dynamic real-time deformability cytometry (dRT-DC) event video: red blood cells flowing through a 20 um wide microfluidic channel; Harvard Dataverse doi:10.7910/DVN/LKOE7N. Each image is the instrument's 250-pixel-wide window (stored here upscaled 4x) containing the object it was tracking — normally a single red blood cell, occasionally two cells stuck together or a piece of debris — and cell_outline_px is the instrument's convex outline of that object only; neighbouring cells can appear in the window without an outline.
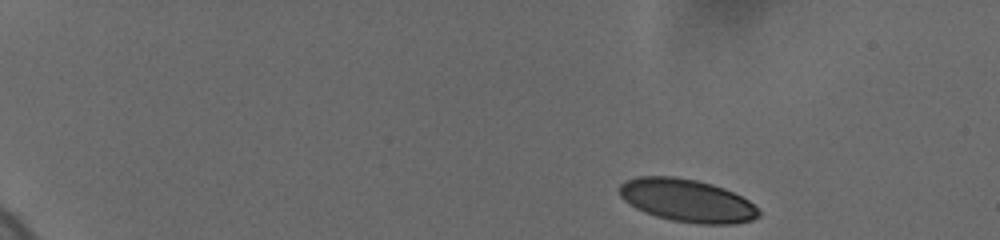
{"species": "human", "species_latin": "Homo sapiens", "temperature_condition": "cold", "stored_images_in_passage": 52, "camera_frame_rate_fps": 3000, "um_per_image_px": 0.085, "donor": {"sex": "female"}, "frame": {"image": 1, "passage_image": 1, "time_ms": 0.0, "image_size_px": [1000, 240], "cell_outline_px": [[760, 216], [752, 220], [736, 224], [700, 224], [672, 220], [656, 216], [644, 212], [636, 208], [624, 200], [620, 196], [620, 184], [624, 180], [640, 176], [676, 176], [696, 180], [712, 184], [724, 188], [748, 200], [760, 212]], "centroid_in_image_um": [58.39, 17.04], "position_along_channel_um": 26.6, "area_um2": 34.74}}
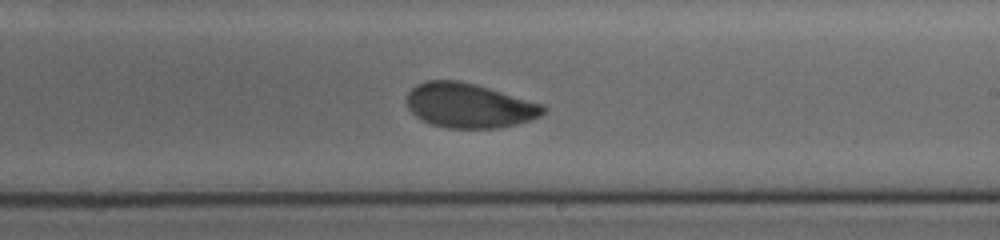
{"frame": {"image": 2, "passage_image": 25, "time_ms": 9.667, "image_size_px": [1000, 240], "cell_outline_px": [[548, 108], [540, 116], [532, 120], [500, 128], [448, 128], [432, 124], [420, 120], [408, 108], [408, 92], [416, 84], [424, 80], [460, 80], [476, 84], [544, 104]], "centroid_in_image_um": [39.9, 8.96], "position_along_channel_um": 249.1, "area_um2": 35.72}}
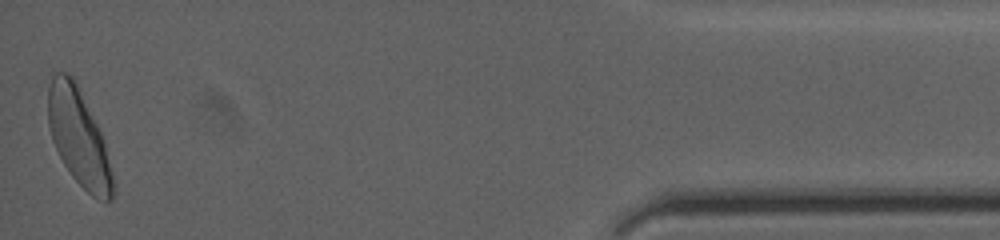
{"frame": {"image": 3, "passage_image": 51, "time_ms": 16.333, "image_size_px": [1000, 240], "cell_outline_px": [[116, 184], [112, 200], [104, 200], [92, 196], [72, 176], [64, 164], [52, 140], [48, 124], [48, 88], [52, 72], [64, 72], [72, 76], [104, 140]], "centroid_in_image_um": [6.69, 11.7], "position_along_channel_um": 428.5, "area_um2": 36.13}, "authors_computed_cell_mechanics": {"area_um2": 35.8649, "velocity_mm_per_s": 3.6485, "shape_relaxation_time_tau1_ms": 3.5026, "shape_relaxation_time_tau2_ms": 1.4502, "deformation_change_tau1": 0.108, "deformation_change_tau2": 0.045}}